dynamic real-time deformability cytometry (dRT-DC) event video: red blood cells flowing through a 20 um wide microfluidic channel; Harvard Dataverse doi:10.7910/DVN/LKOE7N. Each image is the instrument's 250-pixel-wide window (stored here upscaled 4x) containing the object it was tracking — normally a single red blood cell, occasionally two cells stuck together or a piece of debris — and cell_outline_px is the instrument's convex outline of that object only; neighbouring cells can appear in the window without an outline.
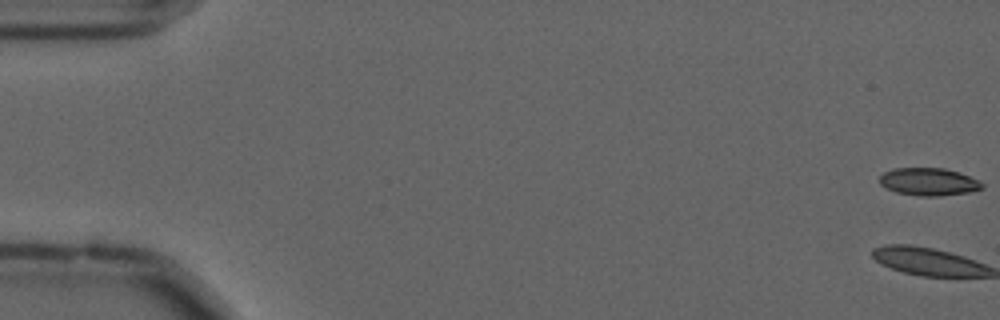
{"species": "common noctule bat (a hibernating species)", "species_latin": "Nyctalus noctula", "temperature_condition": "cold", "stored_images_in_passage": 11, "camera_frame_rate_fps": 3000, "um_per_image_px": 0.085, "animal": {"sex": "male", "forearm_length_mm": 52.5}, "frame": {"image": 1, "passage_image": 1, "time_ms": 0.0, "image_size_px": [1000, 320], "cell_outline_px": [[984, 188], [968, 192], [940, 196], [916, 196], [896, 192], [880, 184], [880, 176], [884, 172], [892, 168], [944, 168], [960, 172], [980, 180], [984, 184]], "centroid_in_image_um": [78.97, 15.44], "position_along_channel_um": 6.0, "area_um2": 16.65}}